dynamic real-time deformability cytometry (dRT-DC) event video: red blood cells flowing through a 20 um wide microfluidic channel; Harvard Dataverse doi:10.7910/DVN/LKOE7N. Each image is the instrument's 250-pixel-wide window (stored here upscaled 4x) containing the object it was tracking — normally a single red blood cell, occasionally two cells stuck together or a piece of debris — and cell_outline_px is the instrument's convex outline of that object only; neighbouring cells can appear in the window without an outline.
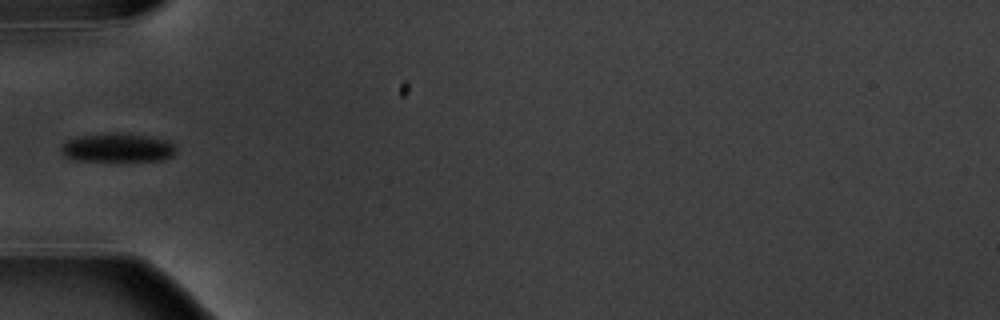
{"species": "common noctule bat (a hibernating species)", "species_latin": "Nyctalus noctula", "temperature_condition": "warm", "stored_images_in_passage": 8, "camera_frame_rate_fps": 3000, "um_per_image_px": 0.085, "animal": {"sex": "male", "body_mass_g": 20.1, "forearm_length_mm": 53.5}, "frame": {"image": 1, "passage_image": 5, "time_ms": 5.667, "image_size_px": [1000, 320], "cell_outline_px": [[176, 152], [172, 156], [164, 160], [120, 164], [72, 160], [64, 156], [60, 152], [60, 148], [68, 140], [80, 136], [144, 136], [168, 140], [176, 148]], "centroid_in_image_um": [10.01, 12.69], "position_along_channel_um": 75.0, "area_um2": 19.42}}
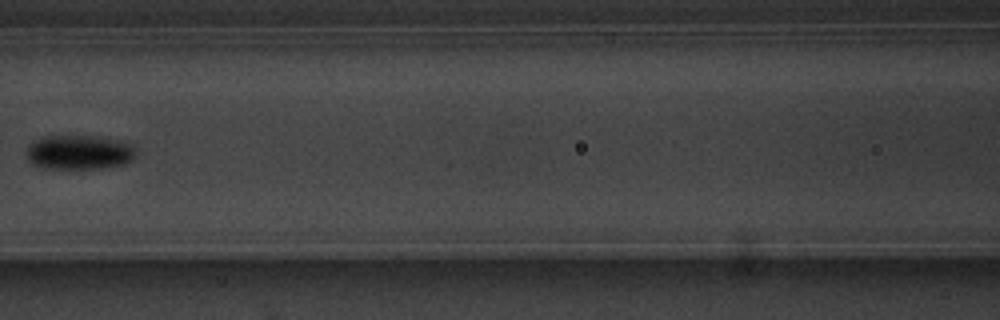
{"frame": {"image": 2, "passage_image": 7, "time_ms": 8.0, "image_size_px": [1000, 320], "cell_outline_px": [[136, 156], [132, 160], [124, 164], [100, 168], [48, 168], [32, 164], [28, 160], [24, 152], [36, 140], [48, 136], [96, 136], [124, 140], [132, 144], [136, 152]], "centroid_in_image_um": [6.78, 12.93], "position_along_channel_um": 159.8, "area_um2": 22.02}}